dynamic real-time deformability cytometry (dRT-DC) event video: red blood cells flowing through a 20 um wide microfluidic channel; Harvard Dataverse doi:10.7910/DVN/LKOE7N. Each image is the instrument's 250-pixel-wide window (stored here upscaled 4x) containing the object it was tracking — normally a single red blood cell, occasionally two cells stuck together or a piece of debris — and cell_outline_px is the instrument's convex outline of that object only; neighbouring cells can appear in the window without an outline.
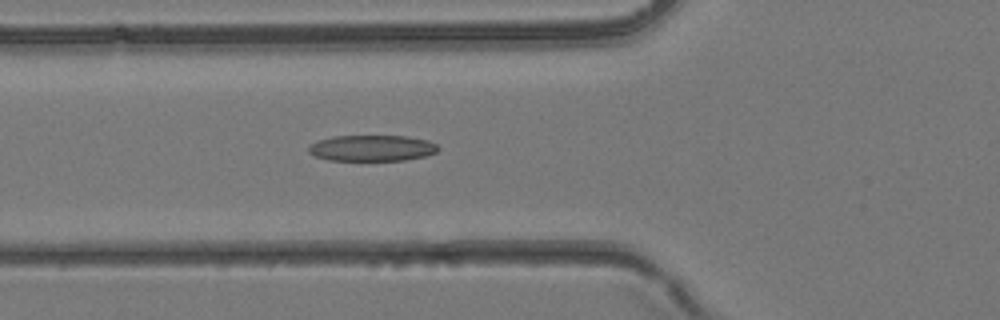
{"species": "common noctule bat (a hibernating species)", "species_latin": "Nyctalus noctula", "temperature_condition": "room temperature", "stored_images_in_passage": 28, "segment_of_instrument_passage": [1, 2], "camera_frame_rate_fps": 3000, "um_per_image_px": 0.085, "animal": {"sex": "female", "body_mass_g": 24.6, "forearm_length_mm": 56.2}, "frame": {"image": 1, "passage_image": 2, "time_ms": 0.333, "image_size_px": [1000, 320], "cell_outline_px": [[440, 148], [436, 152], [424, 156], [404, 160], [328, 160], [316, 156], [308, 152], [308, 148], [312, 144], [320, 140], [332, 136], [404, 136], [428, 140], [436, 144]], "centroid_in_image_um": [31.63, 12.58], "position_along_channel_um": 94.2, "area_um2": 19.48}}
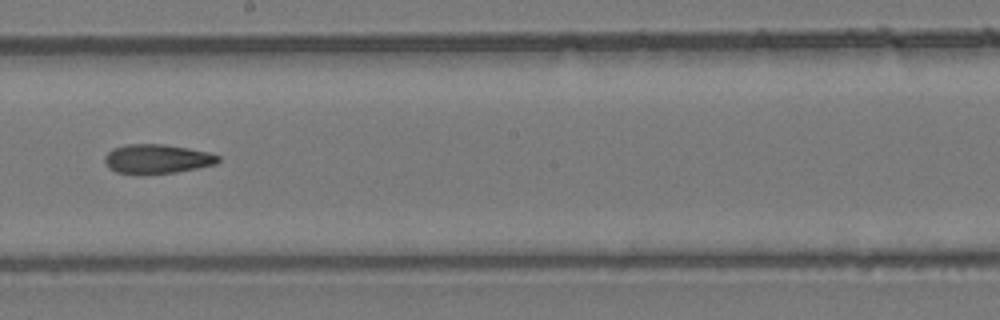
{"frame": {"image": 2, "passage_image": 10, "time_ms": 3.0, "image_size_px": [1000, 320], "cell_outline_px": [[220, 160], [216, 164], [176, 172], [116, 172], [108, 168], [104, 160], [104, 156], [112, 148], [124, 144], [164, 144], [188, 148], [208, 152], [220, 156]], "centroid_in_image_um": [13.34, 13.47], "position_along_channel_um": 234.9, "area_um2": 18.96}}
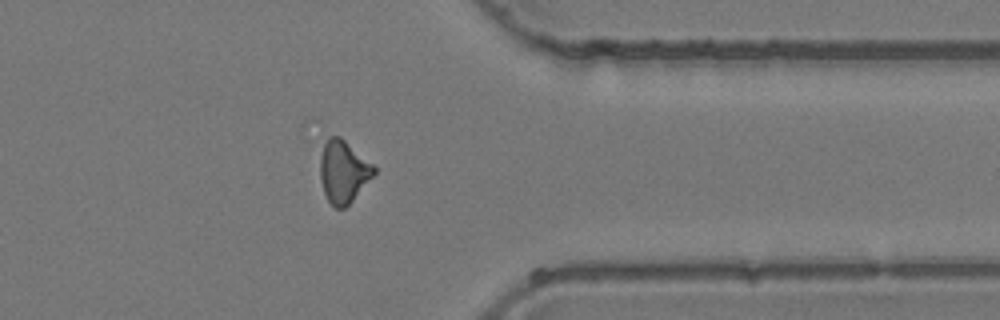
{"frame": {"image": 3, "passage_image": 19, "time_ms": 6.0, "image_size_px": [1000, 320], "cell_outline_px": [[376, 172], [352, 200], [344, 208], [336, 208], [328, 200], [324, 192], [320, 176], [320, 160], [324, 144], [328, 136], [340, 136], [372, 164], [376, 168]], "centroid_in_image_um": [29.17, 14.57], "position_along_channel_um": 382.2, "area_um2": 19.13}}